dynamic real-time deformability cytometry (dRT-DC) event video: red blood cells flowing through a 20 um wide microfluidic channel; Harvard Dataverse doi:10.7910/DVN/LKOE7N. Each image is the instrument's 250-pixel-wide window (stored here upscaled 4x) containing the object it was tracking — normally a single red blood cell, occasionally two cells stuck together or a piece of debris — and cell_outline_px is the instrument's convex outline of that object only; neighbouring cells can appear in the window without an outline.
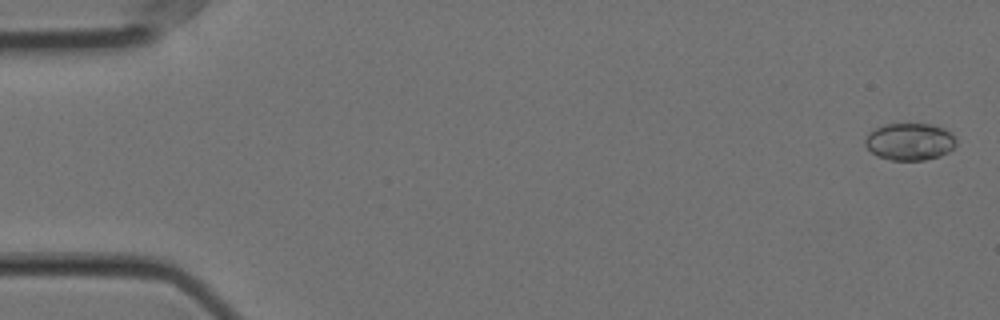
{"species": "Egyptian fruit bat (a non-hibernating species)", "species_latin": "Rousettus aegyptiacus", "temperature_condition": "cold", "stored_images_in_passage": 20, "camera_frame_rate_fps": 3000, "um_per_image_px": 0.085, "animal": {"sex": "female"}, "frame": {"image": 1, "passage_image": 2, "time_ms": 0.333, "image_size_px": [1000, 320], "cell_outline_px": [[956, 144], [948, 152], [940, 156], [924, 160], [892, 160], [876, 156], [864, 144], [864, 140], [876, 128], [884, 124], [928, 124], [944, 128], [956, 140]], "centroid_in_image_um": [77.32, 12.05], "position_along_channel_um": 7.7, "area_um2": 19.48}}
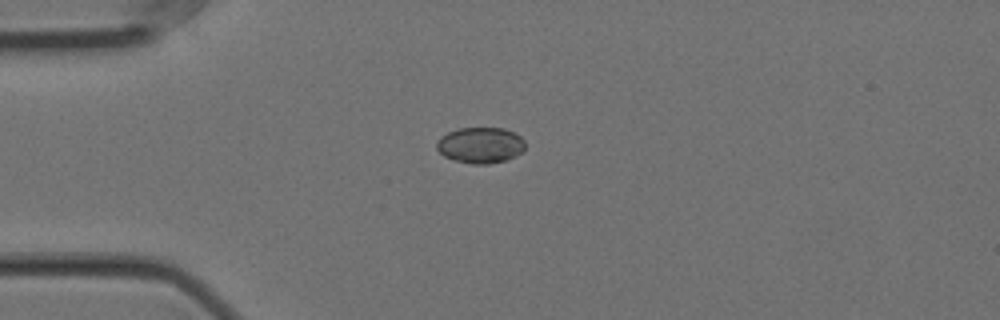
{"frame": {"image": 2, "passage_image": 15, "time_ms": 4.667, "image_size_px": [1000, 320], "cell_outline_px": [[524, 148], [516, 156], [508, 160], [488, 164], [472, 164], [456, 160], [444, 156], [436, 148], [436, 140], [440, 136], [448, 132], [460, 128], [504, 128], [520, 136], [524, 140]], "centroid_in_image_um": [40.82, 12.34], "position_along_channel_um": 44.2, "area_um2": 18.55}}